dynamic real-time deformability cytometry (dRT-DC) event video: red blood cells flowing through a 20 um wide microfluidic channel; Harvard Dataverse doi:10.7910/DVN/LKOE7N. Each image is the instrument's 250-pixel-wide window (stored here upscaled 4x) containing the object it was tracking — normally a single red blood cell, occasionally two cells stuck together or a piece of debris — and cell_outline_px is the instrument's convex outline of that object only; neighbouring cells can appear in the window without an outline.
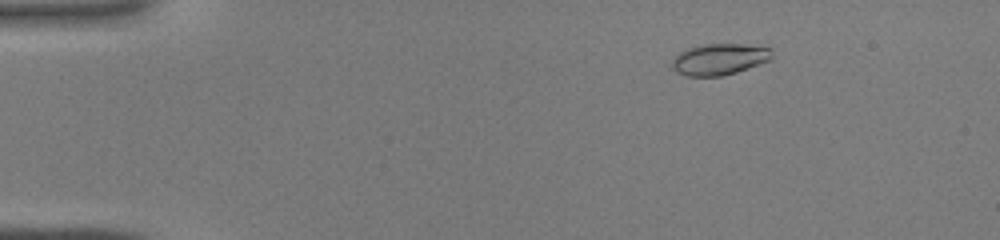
{"species": "common noctule bat (a hibernating species)", "species_latin": "Nyctalus noctula", "temperature_condition": "warm", "stored_images_in_passage": 45, "camera_frame_rate_fps": 3000, "um_per_image_px": 0.085, "animal": {"sex": "male", "body_mass_g": 19.0, "forearm_length_mm": 50.8}, "frame": {"image": 1, "passage_image": 7, "time_ms": 2.0, "image_size_px": [1000, 240], "cell_outline_px": [[772, 60], [736, 72], [720, 76], [688, 76], [676, 72], [672, 68], [672, 60], [680, 52], [688, 48], [704, 44], [744, 44], [772, 48]], "centroid_in_image_um": [61.17, 5.03], "position_along_channel_um": 23.8, "area_um2": 18.26}}
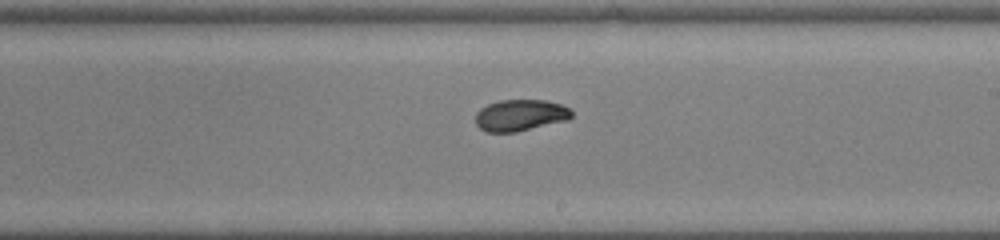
{"frame": {"image": 2, "passage_image": 27, "time_ms": 8.667, "image_size_px": [1000, 240], "cell_outline_px": [[572, 116], [568, 120], [516, 132], [484, 132], [476, 124], [476, 112], [480, 108], [488, 104], [500, 100], [544, 100], [560, 104], [568, 108], [572, 112]], "centroid_in_image_um": [44.2, 9.8], "position_along_channel_um": 244.8, "area_um2": 17.63}}
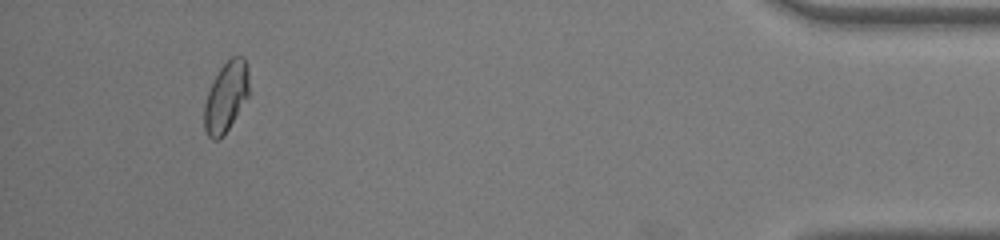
{"frame": {"image": 3, "passage_image": 42, "time_ms": 13.667, "image_size_px": [1000, 240], "cell_outline_px": [[248, 96], [224, 136], [220, 140], [212, 140], [208, 136], [204, 128], [204, 104], [208, 92], [220, 68], [232, 56], [244, 56], [248, 68]], "centroid_in_image_um": [19.21, 8.26], "position_along_channel_um": 416.0, "area_um2": 18.21}}